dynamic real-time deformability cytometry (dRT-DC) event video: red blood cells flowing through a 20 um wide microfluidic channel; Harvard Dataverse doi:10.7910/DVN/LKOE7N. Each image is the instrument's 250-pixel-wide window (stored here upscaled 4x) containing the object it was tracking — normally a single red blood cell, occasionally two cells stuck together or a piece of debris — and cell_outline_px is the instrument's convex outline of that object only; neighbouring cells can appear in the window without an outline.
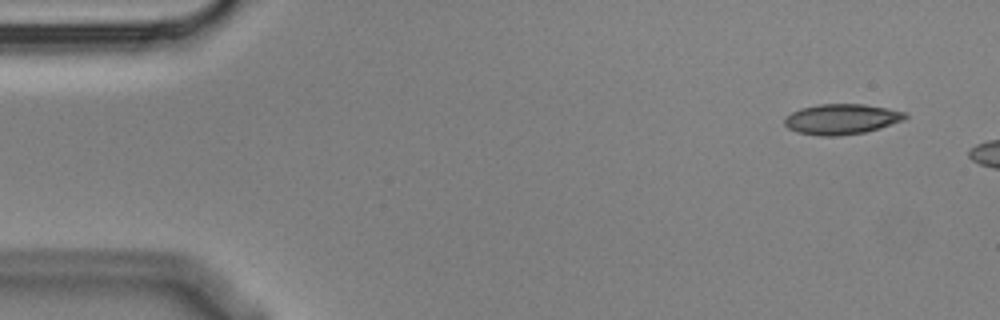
{"species": "Egyptian fruit bat (a non-hibernating species)", "species_latin": "Rousettus aegyptiacus", "temperature_condition": "cold", "stored_images_in_passage": 5, "camera_frame_rate_fps": 3000, "um_per_image_px": 0.085, "animal": {"sex": "male"}, "frame": {"image": 1, "passage_image": 1, "time_ms": 0.0, "image_size_px": [1000, 320], "cell_outline_px": [[908, 116], [904, 120], [880, 128], [864, 132], [836, 136], [820, 136], [796, 132], [788, 128], [784, 124], [784, 120], [792, 112], [800, 108], [820, 104], [864, 104], [888, 108], [904, 112]], "centroid_in_image_um": [71.53, 10.12], "position_along_channel_um": 13.5, "area_um2": 21.33}}